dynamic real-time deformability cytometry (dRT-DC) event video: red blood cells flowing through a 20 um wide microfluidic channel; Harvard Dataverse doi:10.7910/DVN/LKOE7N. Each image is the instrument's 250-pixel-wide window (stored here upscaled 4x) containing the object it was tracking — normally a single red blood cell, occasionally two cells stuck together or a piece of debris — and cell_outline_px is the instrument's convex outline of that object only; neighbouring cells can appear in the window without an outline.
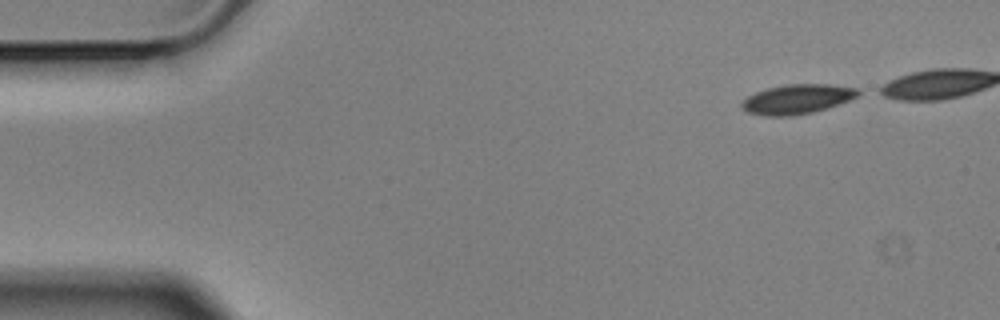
{"species": "Egyptian fruit bat (a non-hibernating species)", "species_latin": "Rousettus aegyptiacus", "temperature_condition": "cold", "stored_images_in_passage": 5, "camera_frame_rate_fps": 3000, "um_per_image_px": 0.085, "animal": {"sex": "male"}, "frame": {"image": 1, "passage_image": 1, "time_ms": 0.0, "image_size_px": [1000, 320], "cell_outline_px": [[864, 92], [848, 100], [812, 112], [788, 116], [764, 116], [748, 112], [740, 108], [740, 104], [748, 96], [756, 92], [768, 88], [788, 84], [828, 84], [860, 88]], "centroid_in_image_um": [67.75, 8.41], "position_along_channel_um": 17.2, "area_um2": 19.88}}